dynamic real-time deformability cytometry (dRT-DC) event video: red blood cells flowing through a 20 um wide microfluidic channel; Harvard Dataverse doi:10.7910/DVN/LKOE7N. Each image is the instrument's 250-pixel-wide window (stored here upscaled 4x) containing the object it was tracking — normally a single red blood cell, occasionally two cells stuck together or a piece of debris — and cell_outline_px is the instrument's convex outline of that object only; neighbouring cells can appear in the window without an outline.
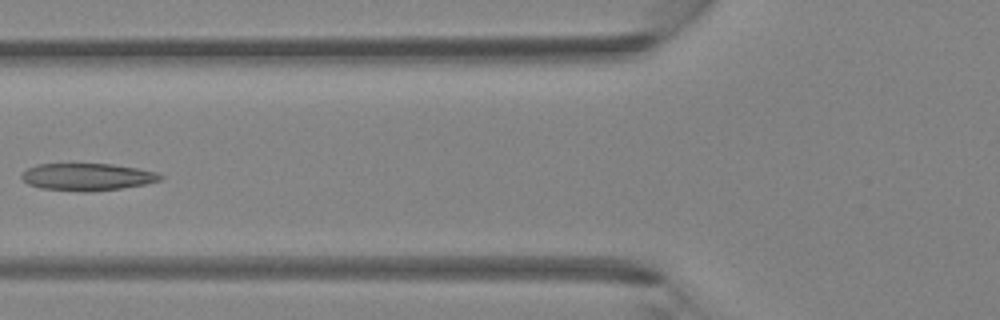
{"species": "Egyptian fruit bat (a non-hibernating species)", "species_latin": "Rousettus aegyptiacus", "temperature_condition": "room temperature", "stored_images_in_passage": 5, "camera_frame_rate_fps": 3000, "um_per_image_px": 0.085, "animal": {"sex": "female"}, "frame": {"image": 1, "passage_image": 5, "time_ms": 1.333, "image_size_px": [1000, 320], "cell_outline_px": [[164, 176], [160, 180], [144, 184], [120, 188], [88, 192], [84, 192], [40, 188], [28, 184], [20, 176], [20, 172], [36, 164], [112, 164], [136, 168], [156, 172]], "centroid_in_image_um": [7.37, 15.03], "position_along_channel_um": 118.4, "area_um2": 21.96}}